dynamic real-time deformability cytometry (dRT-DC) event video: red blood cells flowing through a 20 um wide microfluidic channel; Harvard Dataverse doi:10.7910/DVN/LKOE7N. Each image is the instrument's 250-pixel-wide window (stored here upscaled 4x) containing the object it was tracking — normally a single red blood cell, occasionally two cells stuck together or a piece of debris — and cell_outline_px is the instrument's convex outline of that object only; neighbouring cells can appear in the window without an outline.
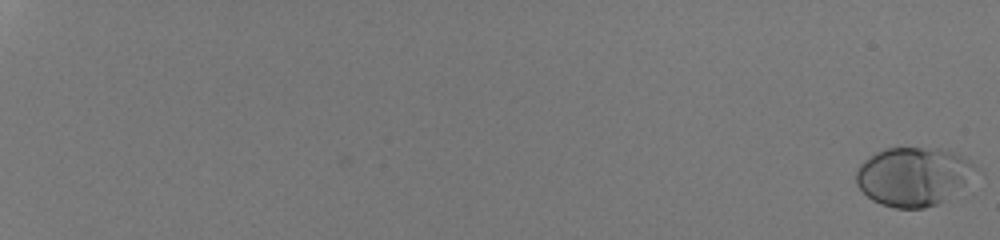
{"species": "human", "species_latin": "Homo sapiens", "temperature_condition": "room temperature", "stored_images_in_passage": 29, "camera_frame_rate_fps": 3000, "um_per_image_px": 0.085, "donor": {"sex": "male"}, "frame": {"image": 1, "passage_image": 1, "time_ms": 0.0, "image_size_px": [1000, 240], "cell_outline_px": [[984, 176], [936, 204], [924, 208], [896, 208], [880, 204], [872, 200], [856, 184], [856, 168], [864, 160], [876, 152], [884, 148], [940, 148], [956, 152], [980, 168], [984, 172]], "centroid_in_image_um": [77.76, 14.98], "position_along_channel_um": 7.2, "area_um2": 41.96}}
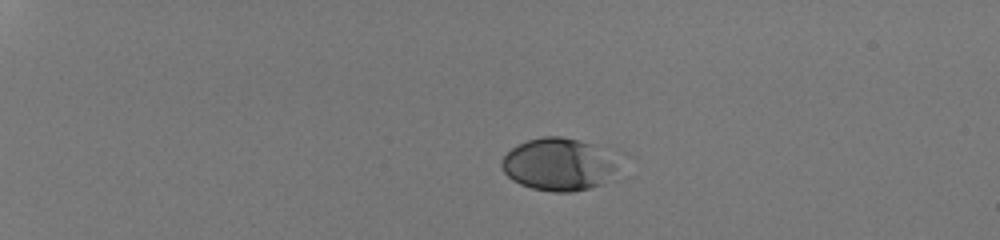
{"frame": {"image": 2, "passage_image": 16, "time_ms": 5.0, "image_size_px": [1000, 240], "cell_outline_px": [[616, 168], [604, 184], [572, 192], [552, 192], [532, 188], [520, 184], [512, 180], [504, 172], [500, 164], [500, 160], [512, 148], [528, 140], [544, 136], [560, 136], [580, 140], [592, 144]], "centroid_in_image_um": [47.34, 14.0], "position_along_channel_um": 37.7, "area_um2": 34.62}}
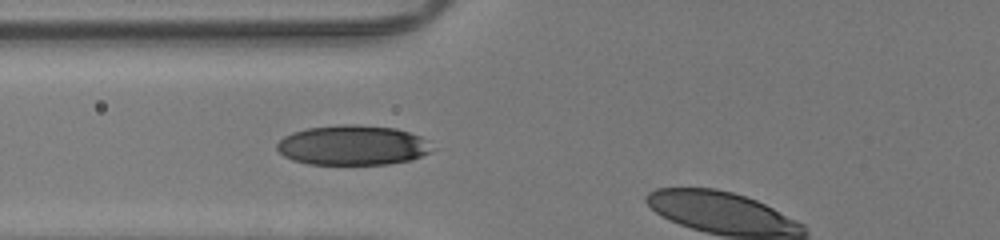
{"frame": {"image": 3, "passage_image": 28, "time_ms": 9.0, "image_size_px": [1000, 240], "cell_outline_px": [[428, 152], [420, 156], [408, 160], [388, 164], [308, 164], [292, 160], [284, 156], [276, 148], [276, 144], [284, 136], [292, 132], [308, 128], [340, 124], [356, 124], [396, 128], [420, 136], [424, 140]], "centroid_in_image_um": [29.87, 12.34], "position_along_channel_um": 95.9, "area_um2": 35.6}}